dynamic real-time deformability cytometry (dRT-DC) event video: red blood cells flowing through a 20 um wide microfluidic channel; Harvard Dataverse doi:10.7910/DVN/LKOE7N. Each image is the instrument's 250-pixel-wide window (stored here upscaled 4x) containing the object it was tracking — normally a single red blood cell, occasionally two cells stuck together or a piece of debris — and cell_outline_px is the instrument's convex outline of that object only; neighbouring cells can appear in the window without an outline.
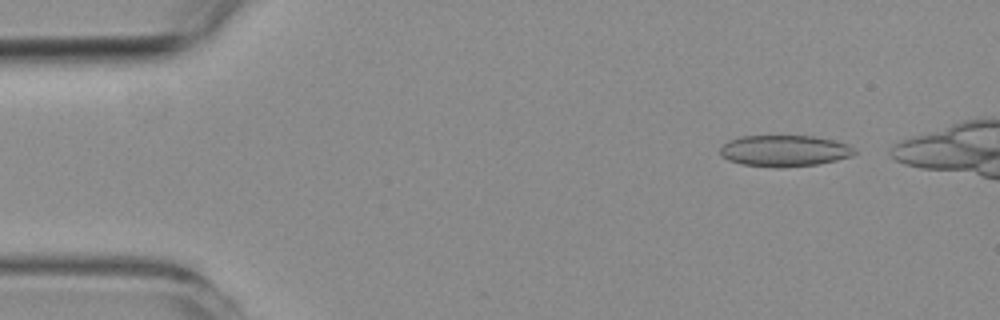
{"species": "common noctule bat (a hibernating species)", "species_latin": "Nyctalus noctula", "temperature_condition": "room temperature", "stored_images_in_passage": 16, "camera_frame_rate_fps": 3000, "um_per_image_px": 0.085, "animal": {"sex": "female", "body_mass_g": 19.3, "forearm_length_mm": 54.1}, "frame": {"image": 1, "passage_image": 3, "time_ms": 0.667, "image_size_px": [1000, 320], "cell_outline_px": [[856, 152], [852, 156], [836, 160], [816, 164], [780, 168], [776, 168], [740, 164], [728, 160], [720, 156], [720, 148], [728, 140], [740, 136], [812, 136], [836, 140], [848, 144], [856, 148]], "centroid_in_image_um": [66.67, 12.82], "position_along_channel_um": 18.3, "area_um2": 24.8}}
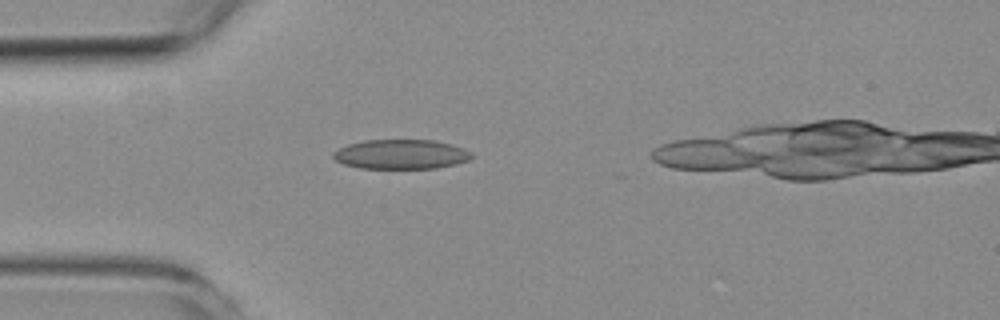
{"frame": {"image": 2, "passage_image": 12, "time_ms": 3.667, "image_size_px": [1000, 320], "cell_outline_px": [[472, 156], [468, 160], [456, 164], [436, 168], [360, 168], [344, 164], [336, 160], [332, 156], [332, 152], [348, 144], [364, 140], [436, 140], [452, 144], [464, 148], [472, 152]], "centroid_in_image_um": [34.1, 13.11], "position_along_channel_um": 50.9, "area_um2": 23.87}}